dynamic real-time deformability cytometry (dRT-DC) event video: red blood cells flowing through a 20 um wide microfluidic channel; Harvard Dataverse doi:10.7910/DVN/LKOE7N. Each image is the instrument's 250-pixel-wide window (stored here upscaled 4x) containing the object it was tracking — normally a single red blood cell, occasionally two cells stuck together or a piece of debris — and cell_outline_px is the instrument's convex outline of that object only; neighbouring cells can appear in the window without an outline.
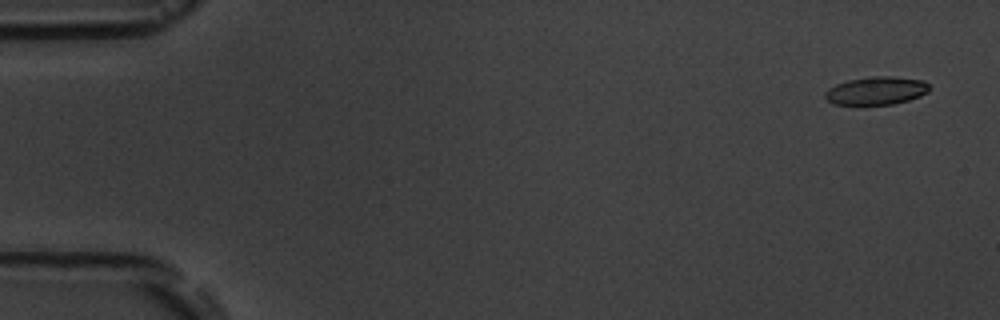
{"species": "common noctule bat (a hibernating species)", "species_latin": "Nyctalus noctula", "temperature_condition": "room temperature", "stored_images_in_passage": 15, "camera_frame_rate_fps": 3000, "um_per_image_px": 0.085, "animal": {"sex": "male", "body_mass_g": 19.5, "forearm_length_mm": 54.6}, "frame": {"image": 1, "passage_image": 1, "time_ms": 0.0, "image_size_px": [1000, 320], "cell_outline_px": [[928, 92], [920, 96], [908, 100], [892, 104], [832, 104], [824, 96], [824, 92], [828, 88], [836, 84], [848, 80], [872, 76], [892, 76], [924, 80], [928, 84]], "centroid_in_image_um": [74.47, 7.7], "position_along_channel_um": 10.5, "area_um2": 16.99}}
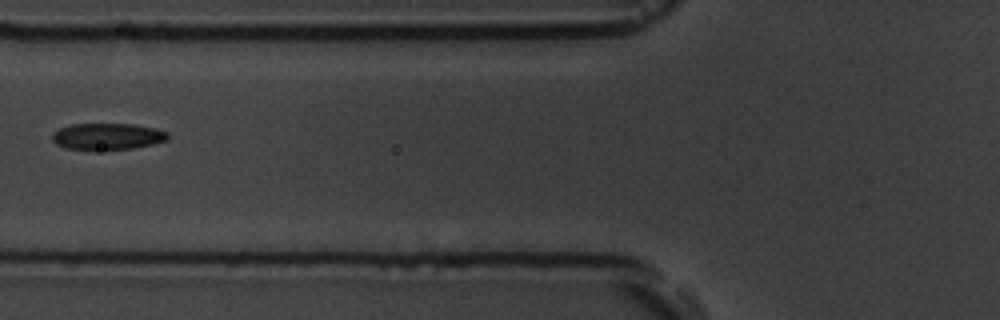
{"frame": {"image": 2, "passage_image": 6, "time_ms": 6.667, "image_size_px": [1000, 320], "cell_outline_px": [[168, 140], [152, 144], [132, 148], [64, 148], [56, 144], [52, 140], [52, 132], [60, 128], [72, 124], [132, 124], [156, 128], [168, 132]], "centroid_in_image_um": [9.14, 11.57], "position_along_channel_um": 116.7, "area_um2": 17.46}}
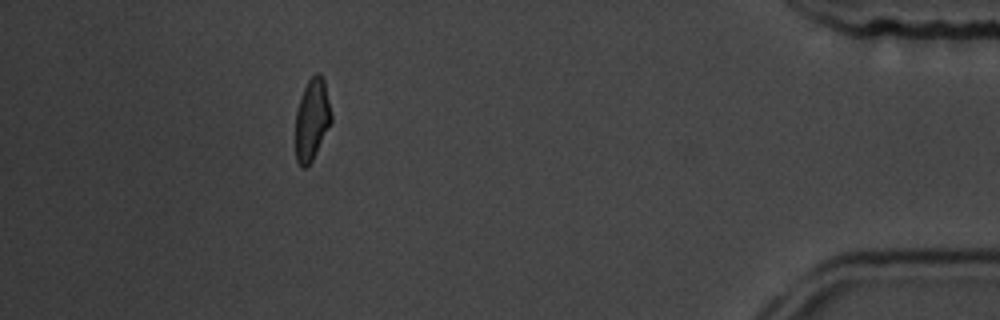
{"frame": {"image": 3, "passage_image": 14, "time_ms": 16.333, "image_size_px": [1000, 320], "cell_outline_px": [[332, 120], [312, 160], [304, 168], [300, 168], [296, 160], [296, 112], [304, 88], [308, 80], [316, 72], [320, 72], [324, 80], [332, 116]], "centroid_in_image_um": [26.51, 10.15], "position_along_channel_um": 408.7, "area_um2": 16.76}, "authors_computed_cell_mechanics": {"area_um2": 17.629, "velocity_mm_per_s": 3.5855, "shape_relaxation_time_tau1_ms": 1.8286, "shape_relaxation_time_tau2_ms": 0.8959, "deformation_change_tau1": 0.1042, "deformation_change_tau2": 0.0685}}